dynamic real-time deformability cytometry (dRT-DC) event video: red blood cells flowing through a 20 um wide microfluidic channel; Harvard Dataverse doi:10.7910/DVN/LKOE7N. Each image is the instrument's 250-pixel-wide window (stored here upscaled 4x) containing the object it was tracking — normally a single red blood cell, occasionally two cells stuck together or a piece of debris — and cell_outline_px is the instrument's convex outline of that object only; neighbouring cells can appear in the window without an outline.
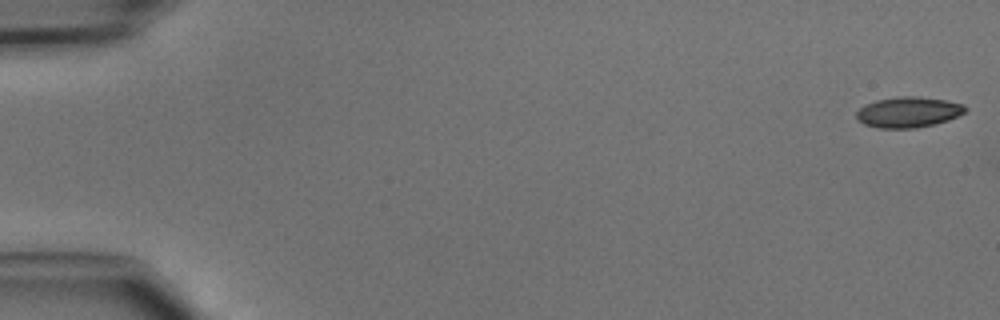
{"species": "common noctule bat (a hibernating species)", "species_latin": "Nyctalus noctula", "temperature_condition": "cold", "stored_images_in_passage": 47, "camera_frame_rate_fps": 3000, "um_per_image_px": 0.085, "animal": {"sex": "male", "body_mass_g": 15.6}, "frame": {"image": 1, "passage_image": 1, "time_ms": 0.0, "image_size_px": [1000, 320], "cell_outline_px": [[968, 108], [964, 112], [948, 120], [916, 128], [880, 128], [864, 124], [856, 116], [856, 112], [860, 108], [876, 100], [896, 96], [920, 96], [944, 100], [964, 104]], "centroid_in_image_um": [77.22, 9.52], "position_along_channel_um": 7.8, "area_um2": 19.25}}
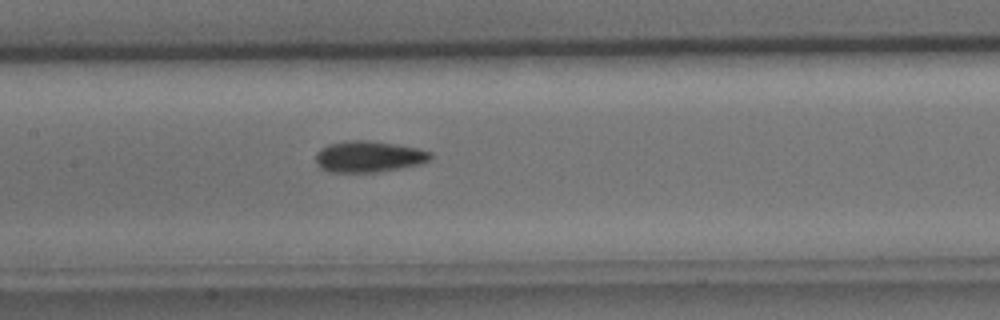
{"frame": {"image": 2, "passage_image": 23, "time_ms": 7.333, "image_size_px": [1000, 320], "cell_outline_px": [[432, 156], [428, 160], [420, 164], [400, 168], [376, 172], [332, 172], [320, 168], [316, 164], [316, 152], [320, 148], [328, 144], [348, 140], [368, 140], [416, 148], [432, 152]], "centroid_in_image_um": [31.3, 13.31], "position_along_channel_um": 176.1, "area_um2": 20.81}}
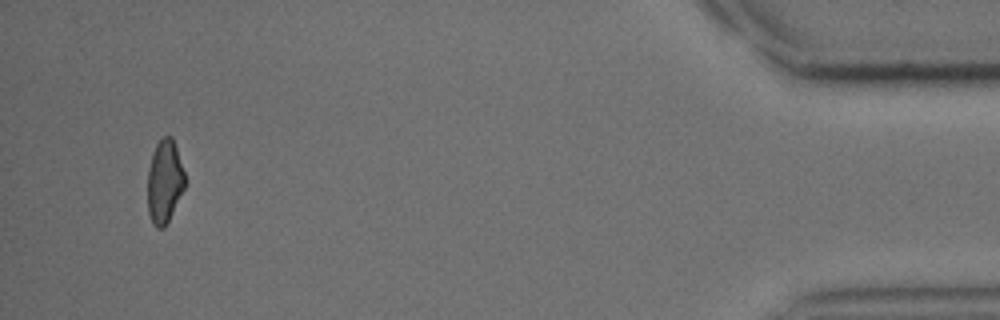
{"frame": {"image": 3, "passage_image": 45, "time_ms": 14.667, "image_size_px": [1000, 320], "cell_outline_px": [[188, 184], [164, 228], [156, 228], [152, 224], [148, 212], [148, 168], [156, 144], [164, 136], [172, 136]], "centroid_in_image_um": [14.01, 15.47], "position_along_channel_um": 421.2, "area_um2": 18.26}}